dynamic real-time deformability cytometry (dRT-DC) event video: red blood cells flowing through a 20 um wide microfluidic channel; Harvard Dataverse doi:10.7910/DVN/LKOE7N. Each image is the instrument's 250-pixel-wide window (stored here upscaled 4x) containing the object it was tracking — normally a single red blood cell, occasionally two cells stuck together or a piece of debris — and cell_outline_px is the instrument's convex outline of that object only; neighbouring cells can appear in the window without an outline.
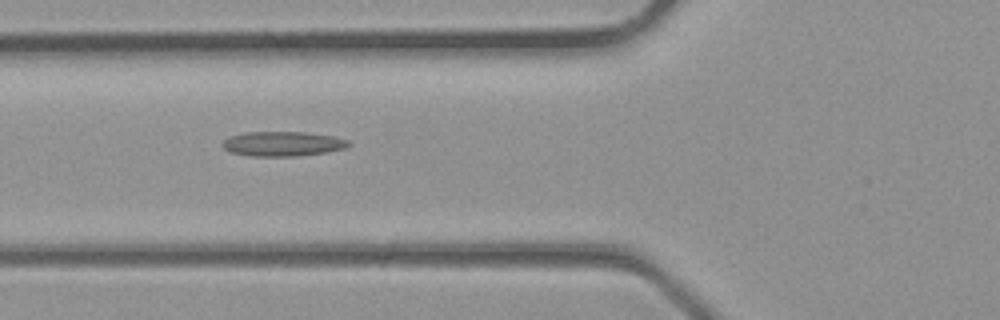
{"species": "common noctule bat (a hibernating species)", "species_latin": "Nyctalus noctula", "temperature_condition": "room temperature", "stored_images_in_passage": 3, "camera_frame_rate_fps": 3000, "um_per_image_px": 0.085, "animal": {"sex": "male", "body_mass_g": 23.1, "forearm_length_mm": 52.7}, "frame": {"image": 1, "passage_image": 3, "time_ms": 0.667, "image_size_px": [1000, 320], "cell_outline_px": [[352, 144], [348, 148], [328, 152], [296, 156], [248, 156], [232, 152], [224, 148], [220, 144], [224, 140], [232, 136], [248, 132], [304, 132], [332, 136], [348, 140]], "centroid_in_image_um": [24.07, 12.23], "position_along_channel_um": 101.7, "area_um2": 18.15}}